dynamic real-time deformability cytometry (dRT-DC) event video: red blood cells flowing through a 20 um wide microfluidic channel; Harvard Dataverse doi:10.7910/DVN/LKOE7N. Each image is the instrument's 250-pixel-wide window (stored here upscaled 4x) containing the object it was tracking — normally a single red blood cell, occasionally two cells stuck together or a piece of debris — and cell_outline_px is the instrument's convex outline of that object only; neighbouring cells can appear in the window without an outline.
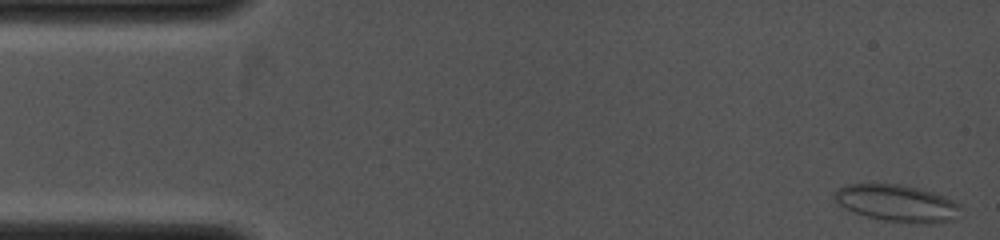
{"species": "common noctule bat (a hibernating species)", "species_latin": "Nyctalus noctula", "temperature_condition": "cold", "stored_images_in_passage": 16, "camera_frame_rate_fps": 4000, "um_per_image_px": 0.085, "animal": {"sex": "female", "body_mass_g": 19.0, "forearm_length_mm": 53.3}, "frame": {"image": 1, "passage_image": 1, "time_ms": 0.0, "image_size_px": [1000, 240], "cell_outline_px": [[960, 204], [956, 220], [928, 224], [924, 224], [884, 220], [868, 216], [844, 208], [832, 196], [832, 192], [836, 188], [848, 184], [900, 184], [920, 188], [956, 200]], "centroid_in_image_um": [76.27, 17.26], "position_along_channel_um": 8.7, "area_um2": 27.22}}
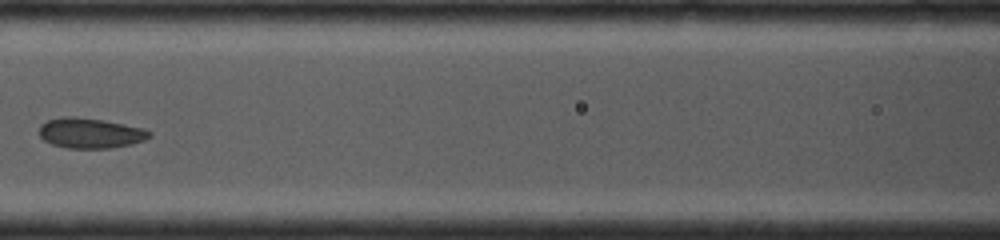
{"frame": {"image": 2, "passage_image": 11, "time_ms": 5.0, "image_size_px": [1000, 240], "cell_outline_px": [[152, 136], [144, 140], [132, 144], [108, 148], [68, 148], [52, 144], [44, 140], [40, 136], [40, 124], [48, 120], [60, 116], [76, 116], [104, 120], [144, 128], [152, 132]], "centroid_in_image_um": [7.69, 11.3], "position_along_channel_um": 158.9, "area_um2": 19.54}}
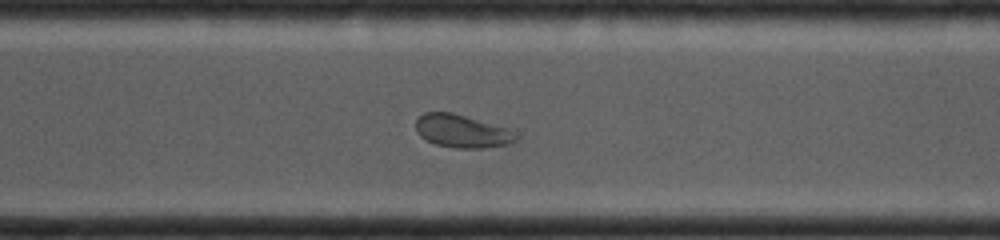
{"frame": {"image": 3, "passage_image": 16, "time_ms": 8.25, "image_size_px": [1000, 240], "cell_outline_px": [[520, 140], [512, 144], [484, 148], [456, 148], [436, 144], [420, 136], [416, 132], [416, 120], [424, 112], [452, 112], [508, 128], [516, 132], [520, 136]], "centroid_in_image_um": [39.34, 11.16], "position_along_channel_um": 331.3, "area_um2": 19.54}}